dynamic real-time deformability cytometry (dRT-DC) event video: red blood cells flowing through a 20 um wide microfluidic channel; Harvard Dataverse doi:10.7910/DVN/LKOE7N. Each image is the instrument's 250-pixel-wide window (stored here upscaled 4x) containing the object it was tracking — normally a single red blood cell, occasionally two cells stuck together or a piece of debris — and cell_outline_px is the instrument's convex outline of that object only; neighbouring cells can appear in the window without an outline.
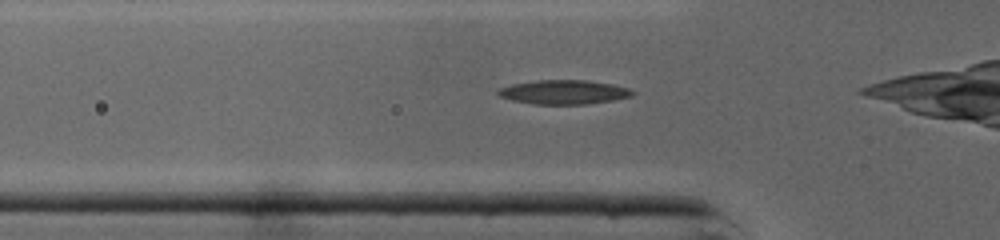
{"species": "common noctule bat (a hibernating species)", "species_latin": "Nyctalus noctula", "temperature_condition": "cold", "stored_images_in_passage": 27, "camera_frame_rate_fps": 3000, "um_per_image_px": 0.085, "animal": {"sex": "male", "body_mass_g": 19.0, "forearm_length_mm": 50.8}, "frame": {"image": 1, "passage_image": 4, "time_ms": 1.0, "image_size_px": [1000, 240], "cell_outline_px": [[636, 92], [632, 96], [612, 100], [584, 104], [536, 104], [512, 100], [500, 96], [496, 92], [500, 88], [512, 84], [540, 80], [584, 80], [612, 84], [628, 88]], "centroid_in_image_um": [47.93, 7.82], "position_along_channel_um": 77.9, "area_um2": 18.67}}
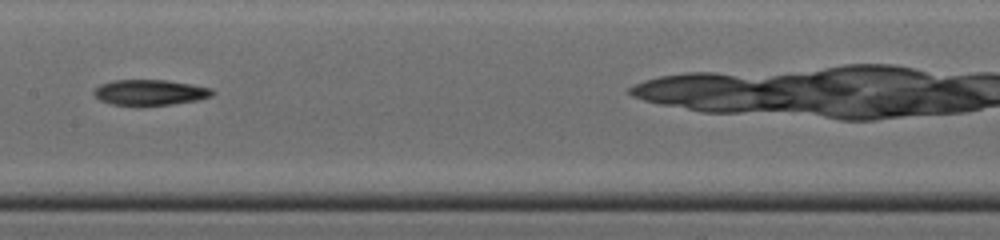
{"frame": {"image": 2, "passage_image": 12, "time_ms": 3.667, "image_size_px": [1000, 240], "cell_outline_px": [[216, 92], [212, 96], [196, 100], [172, 104], [140, 108], [136, 108], [112, 104], [100, 100], [92, 92], [100, 84], [112, 80], [164, 80], [192, 84], [212, 88]], "centroid_in_image_um": [12.73, 7.89], "position_along_channel_um": 194.7, "area_um2": 18.26}}
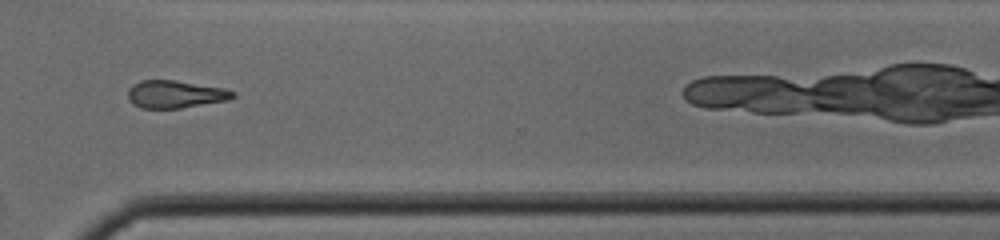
{"frame": {"image": 3, "passage_image": 23, "time_ms": 7.333, "image_size_px": [1000, 240], "cell_outline_px": [[236, 96], [228, 100], [180, 108], [140, 108], [132, 104], [128, 100], [128, 88], [132, 84], [140, 80], [176, 80], [224, 88], [236, 92]], "centroid_in_image_um": [14.87, 8.0], "position_along_channel_um": 355.7, "area_um2": 17.05}}